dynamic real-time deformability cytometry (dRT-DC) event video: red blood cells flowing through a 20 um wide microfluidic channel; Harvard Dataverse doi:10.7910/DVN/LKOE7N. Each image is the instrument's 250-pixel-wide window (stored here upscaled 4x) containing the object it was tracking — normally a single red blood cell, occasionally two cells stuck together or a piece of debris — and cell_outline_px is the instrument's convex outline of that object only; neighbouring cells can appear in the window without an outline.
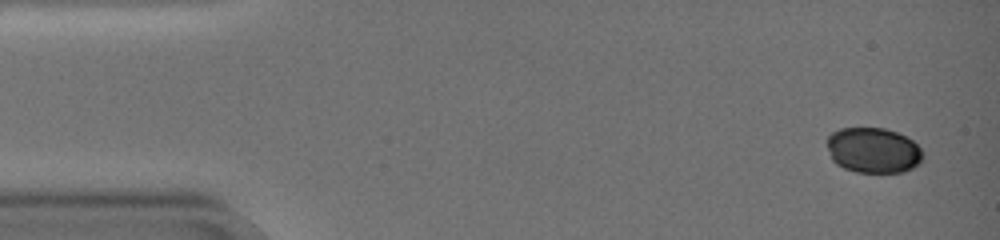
{"species": "common noctule bat (a hibernating species)", "species_latin": "Nyctalus noctula", "temperature_condition": "warm", "stored_images_in_passage": 52, "camera_frame_rate_fps": 3000, "um_per_image_px": 0.085, "animal": {"sex": "female", "body_mass_g": 19.0, "forearm_length_mm": 51.5}, "frame": {"image": 1, "passage_image": 1, "time_ms": 0.0, "image_size_px": [1000, 240], "cell_outline_px": [[924, 156], [920, 164], [904, 172], [856, 172], [844, 168], [836, 164], [832, 160], [828, 148], [828, 136], [832, 132], [840, 128], [884, 128], [896, 132], [912, 140], [920, 148]], "centroid_in_image_um": [74.24, 12.78], "position_along_channel_um": 10.8, "area_um2": 25.37}}
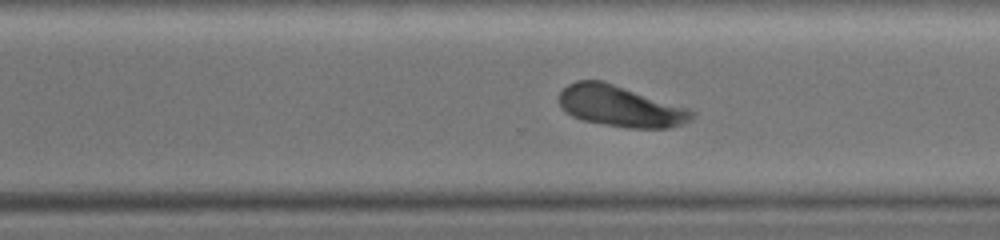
{"frame": {"image": 2, "passage_image": 37, "time_ms": 12.0, "image_size_px": [1000, 240], "cell_outline_px": [[696, 112], [692, 120], [672, 128], [628, 128], [580, 120], [564, 112], [560, 108], [560, 92], [568, 84], [576, 80], [604, 80], [688, 108]], "centroid_in_image_um": [52.73, 9.03], "position_along_channel_um": 317.9, "area_um2": 32.14}}
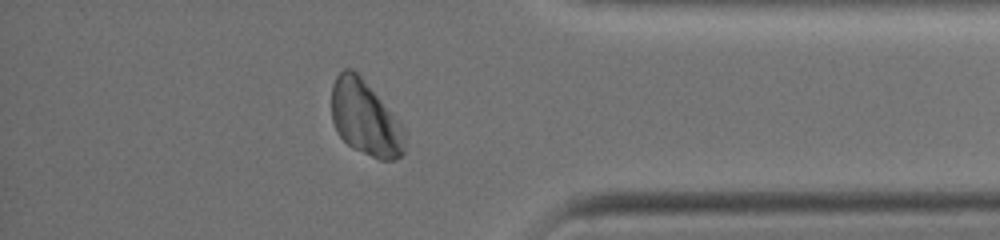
{"frame": {"image": 3, "passage_image": 45, "time_ms": 14.667, "image_size_px": [1000, 240], "cell_outline_px": [[404, 152], [400, 156], [392, 160], [380, 160], [352, 148], [336, 132], [332, 120], [332, 84], [336, 76], [344, 68], [352, 68], [360, 76], [404, 124]], "centroid_in_image_um": [31.05, 10.05], "position_along_channel_um": 404.2, "area_um2": 32.08}}